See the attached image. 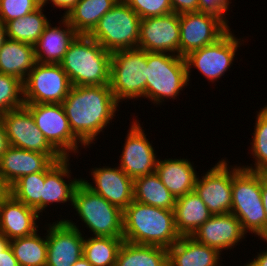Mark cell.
Instances as JSON below:
<instances>
[{"instance_id": "cell-1", "label": "cell", "mask_w": 267, "mask_h": 266, "mask_svg": "<svg viewBox=\"0 0 267 266\" xmlns=\"http://www.w3.org/2000/svg\"><path fill=\"white\" fill-rule=\"evenodd\" d=\"M61 104L73 134L87 148L92 143L95 145L96 137L119 111V103L109 85L72 86Z\"/></svg>"}, {"instance_id": "cell-2", "label": "cell", "mask_w": 267, "mask_h": 266, "mask_svg": "<svg viewBox=\"0 0 267 266\" xmlns=\"http://www.w3.org/2000/svg\"><path fill=\"white\" fill-rule=\"evenodd\" d=\"M174 210L133 200L123 211V239L139 245L171 247L179 240Z\"/></svg>"}, {"instance_id": "cell-3", "label": "cell", "mask_w": 267, "mask_h": 266, "mask_svg": "<svg viewBox=\"0 0 267 266\" xmlns=\"http://www.w3.org/2000/svg\"><path fill=\"white\" fill-rule=\"evenodd\" d=\"M111 55L89 35H78L59 64L72 86L109 85Z\"/></svg>"}, {"instance_id": "cell-4", "label": "cell", "mask_w": 267, "mask_h": 266, "mask_svg": "<svg viewBox=\"0 0 267 266\" xmlns=\"http://www.w3.org/2000/svg\"><path fill=\"white\" fill-rule=\"evenodd\" d=\"M262 172L232 166L231 212L243 231L265 239V210L261 196Z\"/></svg>"}, {"instance_id": "cell-5", "label": "cell", "mask_w": 267, "mask_h": 266, "mask_svg": "<svg viewBox=\"0 0 267 266\" xmlns=\"http://www.w3.org/2000/svg\"><path fill=\"white\" fill-rule=\"evenodd\" d=\"M188 85L185 57L166 52H147L145 98L161 105L166 98L176 99Z\"/></svg>"}, {"instance_id": "cell-6", "label": "cell", "mask_w": 267, "mask_h": 266, "mask_svg": "<svg viewBox=\"0 0 267 266\" xmlns=\"http://www.w3.org/2000/svg\"><path fill=\"white\" fill-rule=\"evenodd\" d=\"M72 207L92 236L123 238V211L82 181L74 190Z\"/></svg>"}, {"instance_id": "cell-7", "label": "cell", "mask_w": 267, "mask_h": 266, "mask_svg": "<svg viewBox=\"0 0 267 266\" xmlns=\"http://www.w3.org/2000/svg\"><path fill=\"white\" fill-rule=\"evenodd\" d=\"M140 23L137 13L124 0H118L89 36L110 53L138 48Z\"/></svg>"}, {"instance_id": "cell-8", "label": "cell", "mask_w": 267, "mask_h": 266, "mask_svg": "<svg viewBox=\"0 0 267 266\" xmlns=\"http://www.w3.org/2000/svg\"><path fill=\"white\" fill-rule=\"evenodd\" d=\"M147 80V51L134 48L111 55L109 86L120 104L124 100L144 98Z\"/></svg>"}, {"instance_id": "cell-9", "label": "cell", "mask_w": 267, "mask_h": 266, "mask_svg": "<svg viewBox=\"0 0 267 266\" xmlns=\"http://www.w3.org/2000/svg\"><path fill=\"white\" fill-rule=\"evenodd\" d=\"M25 106L31 112L36 126L43 133L46 140L63 158H70L73 153L74 155L79 153V147L84 146L83 148H86L73 134L61 103H35L25 104Z\"/></svg>"}, {"instance_id": "cell-10", "label": "cell", "mask_w": 267, "mask_h": 266, "mask_svg": "<svg viewBox=\"0 0 267 266\" xmlns=\"http://www.w3.org/2000/svg\"><path fill=\"white\" fill-rule=\"evenodd\" d=\"M72 87L60 64L36 62L23 82L25 104H58Z\"/></svg>"}, {"instance_id": "cell-11", "label": "cell", "mask_w": 267, "mask_h": 266, "mask_svg": "<svg viewBox=\"0 0 267 266\" xmlns=\"http://www.w3.org/2000/svg\"><path fill=\"white\" fill-rule=\"evenodd\" d=\"M242 44L241 38L238 39L229 29L216 42L190 52L185 56L188 80L190 81L192 66L208 81L214 83L219 80L233 64L238 47Z\"/></svg>"}, {"instance_id": "cell-12", "label": "cell", "mask_w": 267, "mask_h": 266, "mask_svg": "<svg viewBox=\"0 0 267 266\" xmlns=\"http://www.w3.org/2000/svg\"><path fill=\"white\" fill-rule=\"evenodd\" d=\"M10 146L47 154L53 161L63 157L50 145L24 105L1 114Z\"/></svg>"}, {"instance_id": "cell-13", "label": "cell", "mask_w": 267, "mask_h": 266, "mask_svg": "<svg viewBox=\"0 0 267 266\" xmlns=\"http://www.w3.org/2000/svg\"><path fill=\"white\" fill-rule=\"evenodd\" d=\"M179 56L216 42L230 26L219 16L208 12H192L179 15Z\"/></svg>"}, {"instance_id": "cell-14", "label": "cell", "mask_w": 267, "mask_h": 266, "mask_svg": "<svg viewBox=\"0 0 267 266\" xmlns=\"http://www.w3.org/2000/svg\"><path fill=\"white\" fill-rule=\"evenodd\" d=\"M46 229V266H72L83 256L84 236L73 220L61 219Z\"/></svg>"}, {"instance_id": "cell-15", "label": "cell", "mask_w": 267, "mask_h": 266, "mask_svg": "<svg viewBox=\"0 0 267 266\" xmlns=\"http://www.w3.org/2000/svg\"><path fill=\"white\" fill-rule=\"evenodd\" d=\"M227 159L218 161L210 170L197 177L194 191L212 215L231 212L232 166Z\"/></svg>"}, {"instance_id": "cell-16", "label": "cell", "mask_w": 267, "mask_h": 266, "mask_svg": "<svg viewBox=\"0 0 267 266\" xmlns=\"http://www.w3.org/2000/svg\"><path fill=\"white\" fill-rule=\"evenodd\" d=\"M141 127L139 120L133 119L127 133L119 167L133 180L156 171L158 158L154 148Z\"/></svg>"}, {"instance_id": "cell-17", "label": "cell", "mask_w": 267, "mask_h": 266, "mask_svg": "<svg viewBox=\"0 0 267 266\" xmlns=\"http://www.w3.org/2000/svg\"><path fill=\"white\" fill-rule=\"evenodd\" d=\"M179 15L171 12L141 19L138 48L147 52L179 55Z\"/></svg>"}, {"instance_id": "cell-18", "label": "cell", "mask_w": 267, "mask_h": 266, "mask_svg": "<svg viewBox=\"0 0 267 266\" xmlns=\"http://www.w3.org/2000/svg\"><path fill=\"white\" fill-rule=\"evenodd\" d=\"M112 167H95L90 170L95 185L83 178L81 181L92 192L124 211L134 200V180L119 166Z\"/></svg>"}, {"instance_id": "cell-19", "label": "cell", "mask_w": 267, "mask_h": 266, "mask_svg": "<svg viewBox=\"0 0 267 266\" xmlns=\"http://www.w3.org/2000/svg\"><path fill=\"white\" fill-rule=\"evenodd\" d=\"M245 234L240 221L232 213H225L212 215L191 237L221 253L236 247Z\"/></svg>"}, {"instance_id": "cell-20", "label": "cell", "mask_w": 267, "mask_h": 266, "mask_svg": "<svg viewBox=\"0 0 267 266\" xmlns=\"http://www.w3.org/2000/svg\"><path fill=\"white\" fill-rule=\"evenodd\" d=\"M40 215L9 194L0 204V233L9 240L31 235L39 230Z\"/></svg>"}, {"instance_id": "cell-21", "label": "cell", "mask_w": 267, "mask_h": 266, "mask_svg": "<svg viewBox=\"0 0 267 266\" xmlns=\"http://www.w3.org/2000/svg\"><path fill=\"white\" fill-rule=\"evenodd\" d=\"M52 162L47 154L10 146L0 159V176L10 188L25 175L43 172Z\"/></svg>"}, {"instance_id": "cell-22", "label": "cell", "mask_w": 267, "mask_h": 266, "mask_svg": "<svg viewBox=\"0 0 267 266\" xmlns=\"http://www.w3.org/2000/svg\"><path fill=\"white\" fill-rule=\"evenodd\" d=\"M59 24L61 27H53L49 23L35 43L36 62L59 64L70 44L79 35L64 17H61Z\"/></svg>"}, {"instance_id": "cell-23", "label": "cell", "mask_w": 267, "mask_h": 266, "mask_svg": "<svg viewBox=\"0 0 267 266\" xmlns=\"http://www.w3.org/2000/svg\"><path fill=\"white\" fill-rule=\"evenodd\" d=\"M69 160L70 158H62L60 161H53L45 169L43 211L48 205L55 202L64 204L70 201L72 207L73 193L81 179L69 178L71 177ZM64 178H69V180L67 181Z\"/></svg>"}, {"instance_id": "cell-24", "label": "cell", "mask_w": 267, "mask_h": 266, "mask_svg": "<svg viewBox=\"0 0 267 266\" xmlns=\"http://www.w3.org/2000/svg\"><path fill=\"white\" fill-rule=\"evenodd\" d=\"M221 254L191 236H181L168 248V266H222Z\"/></svg>"}, {"instance_id": "cell-25", "label": "cell", "mask_w": 267, "mask_h": 266, "mask_svg": "<svg viewBox=\"0 0 267 266\" xmlns=\"http://www.w3.org/2000/svg\"><path fill=\"white\" fill-rule=\"evenodd\" d=\"M175 199L194 191L198 173L188 159H159L155 171Z\"/></svg>"}, {"instance_id": "cell-26", "label": "cell", "mask_w": 267, "mask_h": 266, "mask_svg": "<svg viewBox=\"0 0 267 266\" xmlns=\"http://www.w3.org/2000/svg\"><path fill=\"white\" fill-rule=\"evenodd\" d=\"M174 215L176 229L180 236H192L212 216L195 191L176 199Z\"/></svg>"}, {"instance_id": "cell-27", "label": "cell", "mask_w": 267, "mask_h": 266, "mask_svg": "<svg viewBox=\"0 0 267 266\" xmlns=\"http://www.w3.org/2000/svg\"><path fill=\"white\" fill-rule=\"evenodd\" d=\"M36 63L34 46L7 39L0 48V73L25 81Z\"/></svg>"}, {"instance_id": "cell-28", "label": "cell", "mask_w": 267, "mask_h": 266, "mask_svg": "<svg viewBox=\"0 0 267 266\" xmlns=\"http://www.w3.org/2000/svg\"><path fill=\"white\" fill-rule=\"evenodd\" d=\"M117 2L118 0H79L64 18L79 35H89L101 17Z\"/></svg>"}, {"instance_id": "cell-29", "label": "cell", "mask_w": 267, "mask_h": 266, "mask_svg": "<svg viewBox=\"0 0 267 266\" xmlns=\"http://www.w3.org/2000/svg\"><path fill=\"white\" fill-rule=\"evenodd\" d=\"M115 266H168V249L124 241L119 249Z\"/></svg>"}, {"instance_id": "cell-30", "label": "cell", "mask_w": 267, "mask_h": 266, "mask_svg": "<svg viewBox=\"0 0 267 266\" xmlns=\"http://www.w3.org/2000/svg\"><path fill=\"white\" fill-rule=\"evenodd\" d=\"M134 200L168 210H174L176 201L156 172L134 179Z\"/></svg>"}, {"instance_id": "cell-31", "label": "cell", "mask_w": 267, "mask_h": 266, "mask_svg": "<svg viewBox=\"0 0 267 266\" xmlns=\"http://www.w3.org/2000/svg\"><path fill=\"white\" fill-rule=\"evenodd\" d=\"M41 5L33 12L5 23L7 37L11 40L35 45L50 20L44 15Z\"/></svg>"}, {"instance_id": "cell-32", "label": "cell", "mask_w": 267, "mask_h": 266, "mask_svg": "<svg viewBox=\"0 0 267 266\" xmlns=\"http://www.w3.org/2000/svg\"><path fill=\"white\" fill-rule=\"evenodd\" d=\"M37 230L31 235L10 240V247L19 266H46L47 239Z\"/></svg>"}, {"instance_id": "cell-33", "label": "cell", "mask_w": 267, "mask_h": 266, "mask_svg": "<svg viewBox=\"0 0 267 266\" xmlns=\"http://www.w3.org/2000/svg\"><path fill=\"white\" fill-rule=\"evenodd\" d=\"M123 238L92 236L84 238L83 256L92 266H115Z\"/></svg>"}, {"instance_id": "cell-34", "label": "cell", "mask_w": 267, "mask_h": 266, "mask_svg": "<svg viewBox=\"0 0 267 266\" xmlns=\"http://www.w3.org/2000/svg\"><path fill=\"white\" fill-rule=\"evenodd\" d=\"M44 182L45 170L43 172L25 175L10 187V194L16 200L35 209L40 214L43 212Z\"/></svg>"}, {"instance_id": "cell-35", "label": "cell", "mask_w": 267, "mask_h": 266, "mask_svg": "<svg viewBox=\"0 0 267 266\" xmlns=\"http://www.w3.org/2000/svg\"><path fill=\"white\" fill-rule=\"evenodd\" d=\"M254 133H252L251 155L255 160L254 166H241L249 171L267 173V105L257 112Z\"/></svg>"}, {"instance_id": "cell-36", "label": "cell", "mask_w": 267, "mask_h": 266, "mask_svg": "<svg viewBox=\"0 0 267 266\" xmlns=\"http://www.w3.org/2000/svg\"><path fill=\"white\" fill-rule=\"evenodd\" d=\"M24 105L23 81L0 73V115Z\"/></svg>"}, {"instance_id": "cell-37", "label": "cell", "mask_w": 267, "mask_h": 266, "mask_svg": "<svg viewBox=\"0 0 267 266\" xmlns=\"http://www.w3.org/2000/svg\"><path fill=\"white\" fill-rule=\"evenodd\" d=\"M40 6L38 0H0V20L5 24L33 12Z\"/></svg>"}, {"instance_id": "cell-38", "label": "cell", "mask_w": 267, "mask_h": 266, "mask_svg": "<svg viewBox=\"0 0 267 266\" xmlns=\"http://www.w3.org/2000/svg\"><path fill=\"white\" fill-rule=\"evenodd\" d=\"M141 18L157 17L173 12L170 0H124Z\"/></svg>"}, {"instance_id": "cell-39", "label": "cell", "mask_w": 267, "mask_h": 266, "mask_svg": "<svg viewBox=\"0 0 267 266\" xmlns=\"http://www.w3.org/2000/svg\"><path fill=\"white\" fill-rule=\"evenodd\" d=\"M231 0H199V12H208L221 17L227 24V10L231 4Z\"/></svg>"}, {"instance_id": "cell-40", "label": "cell", "mask_w": 267, "mask_h": 266, "mask_svg": "<svg viewBox=\"0 0 267 266\" xmlns=\"http://www.w3.org/2000/svg\"><path fill=\"white\" fill-rule=\"evenodd\" d=\"M172 11L178 15L199 12V0H170Z\"/></svg>"}, {"instance_id": "cell-41", "label": "cell", "mask_w": 267, "mask_h": 266, "mask_svg": "<svg viewBox=\"0 0 267 266\" xmlns=\"http://www.w3.org/2000/svg\"><path fill=\"white\" fill-rule=\"evenodd\" d=\"M51 1L53 7H58L59 9L65 10L63 16H66L70 10L79 2V0H46L42 5L45 7Z\"/></svg>"}, {"instance_id": "cell-42", "label": "cell", "mask_w": 267, "mask_h": 266, "mask_svg": "<svg viewBox=\"0 0 267 266\" xmlns=\"http://www.w3.org/2000/svg\"><path fill=\"white\" fill-rule=\"evenodd\" d=\"M0 266H19L10 246L0 254Z\"/></svg>"}, {"instance_id": "cell-43", "label": "cell", "mask_w": 267, "mask_h": 266, "mask_svg": "<svg viewBox=\"0 0 267 266\" xmlns=\"http://www.w3.org/2000/svg\"><path fill=\"white\" fill-rule=\"evenodd\" d=\"M262 202L265 210V239H267V173L262 172V189H261Z\"/></svg>"}, {"instance_id": "cell-44", "label": "cell", "mask_w": 267, "mask_h": 266, "mask_svg": "<svg viewBox=\"0 0 267 266\" xmlns=\"http://www.w3.org/2000/svg\"><path fill=\"white\" fill-rule=\"evenodd\" d=\"M9 147H10V143L7 138V134H6L5 127L2 121V117L0 115V159Z\"/></svg>"}, {"instance_id": "cell-45", "label": "cell", "mask_w": 267, "mask_h": 266, "mask_svg": "<svg viewBox=\"0 0 267 266\" xmlns=\"http://www.w3.org/2000/svg\"><path fill=\"white\" fill-rule=\"evenodd\" d=\"M267 242V239H262ZM257 257L255 259H250L251 261L247 262L243 266H267V249L257 253Z\"/></svg>"}, {"instance_id": "cell-46", "label": "cell", "mask_w": 267, "mask_h": 266, "mask_svg": "<svg viewBox=\"0 0 267 266\" xmlns=\"http://www.w3.org/2000/svg\"><path fill=\"white\" fill-rule=\"evenodd\" d=\"M10 194V188L0 176V204Z\"/></svg>"}, {"instance_id": "cell-47", "label": "cell", "mask_w": 267, "mask_h": 266, "mask_svg": "<svg viewBox=\"0 0 267 266\" xmlns=\"http://www.w3.org/2000/svg\"><path fill=\"white\" fill-rule=\"evenodd\" d=\"M8 39L5 24L0 20V48L4 45Z\"/></svg>"}, {"instance_id": "cell-48", "label": "cell", "mask_w": 267, "mask_h": 266, "mask_svg": "<svg viewBox=\"0 0 267 266\" xmlns=\"http://www.w3.org/2000/svg\"><path fill=\"white\" fill-rule=\"evenodd\" d=\"M10 246V240L0 233V254Z\"/></svg>"}, {"instance_id": "cell-49", "label": "cell", "mask_w": 267, "mask_h": 266, "mask_svg": "<svg viewBox=\"0 0 267 266\" xmlns=\"http://www.w3.org/2000/svg\"><path fill=\"white\" fill-rule=\"evenodd\" d=\"M72 266H92V264L84 256H82L74 264H72Z\"/></svg>"}, {"instance_id": "cell-50", "label": "cell", "mask_w": 267, "mask_h": 266, "mask_svg": "<svg viewBox=\"0 0 267 266\" xmlns=\"http://www.w3.org/2000/svg\"><path fill=\"white\" fill-rule=\"evenodd\" d=\"M40 4L42 5L46 0H38Z\"/></svg>"}]
</instances>
